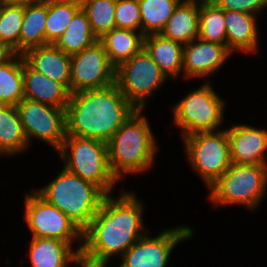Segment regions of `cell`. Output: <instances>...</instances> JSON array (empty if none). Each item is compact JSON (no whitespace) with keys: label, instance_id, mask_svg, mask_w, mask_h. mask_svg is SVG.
<instances>
[{"label":"cell","instance_id":"2","mask_svg":"<svg viewBox=\"0 0 267 267\" xmlns=\"http://www.w3.org/2000/svg\"><path fill=\"white\" fill-rule=\"evenodd\" d=\"M136 110L116 83L72 93L66 106V135L107 143Z\"/></svg>","mask_w":267,"mask_h":267},{"label":"cell","instance_id":"4","mask_svg":"<svg viewBox=\"0 0 267 267\" xmlns=\"http://www.w3.org/2000/svg\"><path fill=\"white\" fill-rule=\"evenodd\" d=\"M36 192L66 214L82 231L97 214L107 195L93 182L65 168L54 181Z\"/></svg>","mask_w":267,"mask_h":267},{"label":"cell","instance_id":"33","mask_svg":"<svg viewBox=\"0 0 267 267\" xmlns=\"http://www.w3.org/2000/svg\"><path fill=\"white\" fill-rule=\"evenodd\" d=\"M218 8L228 11H240L248 14H258L267 6V0H210Z\"/></svg>","mask_w":267,"mask_h":267},{"label":"cell","instance_id":"32","mask_svg":"<svg viewBox=\"0 0 267 267\" xmlns=\"http://www.w3.org/2000/svg\"><path fill=\"white\" fill-rule=\"evenodd\" d=\"M116 28L130 29L141 33V16L138 0H117L115 9Z\"/></svg>","mask_w":267,"mask_h":267},{"label":"cell","instance_id":"21","mask_svg":"<svg viewBox=\"0 0 267 267\" xmlns=\"http://www.w3.org/2000/svg\"><path fill=\"white\" fill-rule=\"evenodd\" d=\"M30 260L32 267H67L69 262L81 251H72V246L54 238L32 237Z\"/></svg>","mask_w":267,"mask_h":267},{"label":"cell","instance_id":"28","mask_svg":"<svg viewBox=\"0 0 267 267\" xmlns=\"http://www.w3.org/2000/svg\"><path fill=\"white\" fill-rule=\"evenodd\" d=\"M23 98V55L17 54L11 61L0 65V103L17 106Z\"/></svg>","mask_w":267,"mask_h":267},{"label":"cell","instance_id":"16","mask_svg":"<svg viewBox=\"0 0 267 267\" xmlns=\"http://www.w3.org/2000/svg\"><path fill=\"white\" fill-rule=\"evenodd\" d=\"M23 57L34 70L63 84L71 93V55L47 44L28 49Z\"/></svg>","mask_w":267,"mask_h":267},{"label":"cell","instance_id":"14","mask_svg":"<svg viewBox=\"0 0 267 267\" xmlns=\"http://www.w3.org/2000/svg\"><path fill=\"white\" fill-rule=\"evenodd\" d=\"M230 54L231 51L223 45L196 38L184 44L183 71L189 78L204 77L219 69Z\"/></svg>","mask_w":267,"mask_h":267},{"label":"cell","instance_id":"9","mask_svg":"<svg viewBox=\"0 0 267 267\" xmlns=\"http://www.w3.org/2000/svg\"><path fill=\"white\" fill-rule=\"evenodd\" d=\"M166 79L144 48L121 63L115 72V83L137 110H143L145 99L151 97Z\"/></svg>","mask_w":267,"mask_h":267},{"label":"cell","instance_id":"19","mask_svg":"<svg viewBox=\"0 0 267 267\" xmlns=\"http://www.w3.org/2000/svg\"><path fill=\"white\" fill-rule=\"evenodd\" d=\"M144 49L166 78L170 75L176 78L183 69L184 44L167 39L161 34H149L144 38Z\"/></svg>","mask_w":267,"mask_h":267},{"label":"cell","instance_id":"23","mask_svg":"<svg viewBox=\"0 0 267 267\" xmlns=\"http://www.w3.org/2000/svg\"><path fill=\"white\" fill-rule=\"evenodd\" d=\"M48 16V0L24 6L20 33V54L28 49L46 45L45 26Z\"/></svg>","mask_w":267,"mask_h":267},{"label":"cell","instance_id":"22","mask_svg":"<svg viewBox=\"0 0 267 267\" xmlns=\"http://www.w3.org/2000/svg\"><path fill=\"white\" fill-rule=\"evenodd\" d=\"M145 35L134 30L114 28L98 39L104 46L110 63L117 68L144 48Z\"/></svg>","mask_w":267,"mask_h":267},{"label":"cell","instance_id":"29","mask_svg":"<svg viewBox=\"0 0 267 267\" xmlns=\"http://www.w3.org/2000/svg\"><path fill=\"white\" fill-rule=\"evenodd\" d=\"M181 0H138L143 35L160 34Z\"/></svg>","mask_w":267,"mask_h":267},{"label":"cell","instance_id":"25","mask_svg":"<svg viewBox=\"0 0 267 267\" xmlns=\"http://www.w3.org/2000/svg\"><path fill=\"white\" fill-rule=\"evenodd\" d=\"M98 38L93 34L86 13L80 8L72 22L55 45L64 53L73 55L92 46Z\"/></svg>","mask_w":267,"mask_h":267},{"label":"cell","instance_id":"15","mask_svg":"<svg viewBox=\"0 0 267 267\" xmlns=\"http://www.w3.org/2000/svg\"><path fill=\"white\" fill-rule=\"evenodd\" d=\"M231 161L236 164L267 165V131L245 125L227 129Z\"/></svg>","mask_w":267,"mask_h":267},{"label":"cell","instance_id":"6","mask_svg":"<svg viewBox=\"0 0 267 267\" xmlns=\"http://www.w3.org/2000/svg\"><path fill=\"white\" fill-rule=\"evenodd\" d=\"M267 165L232 163L230 168L209 188L210 198L218 205L244 204L255 208L264 197Z\"/></svg>","mask_w":267,"mask_h":267},{"label":"cell","instance_id":"12","mask_svg":"<svg viewBox=\"0 0 267 267\" xmlns=\"http://www.w3.org/2000/svg\"><path fill=\"white\" fill-rule=\"evenodd\" d=\"M116 68L98 40L82 52L71 55V94L102 89L115 83Z\"/></svg>","mask_w":267,"mask_h":267},{"label":"cell","instance_id":"36","mask_svg":"<svg viewBox=\"0 0 267 267\" xmlns=\"http://www.w3.org/2000/svg\"><path fill=\"white\" fill-rule=\"evenodd\" d=\"M39 1H42V0H2L3 3H7L10 5H23V6L34 4Z\"/></svg>","mask_w":267,"mask_h":267},{"label":"cell","instance_id":"11","mask_svg":"<svg viewBox=\"0 0 267 267\" xmlns=\"http://www.w3.org/2000/svg\"><path fill=\"white\" fill-rule=\"evenodd\" d=\"M16 107L28 144L33 136L51 144L58 151L66 138V109L26 98Z\"/></svg>","mask_w":267,"mask_h":267},{"label":"cell","instance_id":"20","mask_svg":"<svg viewBox=\"0 0 267 267\" xmlns=\"http://www.w3.org/2000/svg\"><path fill=\"white\" fill-rule=\"evenodd\" d=\"M255 15L240 11L225 10L227 48L255 52L257 49V30Z\"/></svg>","mask_w":267,"mask_h":267},{"label":"cell","instance_id":"17","mask_svg":"<svg viewBox=\"0 0 267 267\" xmlns=\"http://www.w3.org/2000/svg\"><path fill=\"white\" fill-rule=\"evenodd\" d=\"M24 98L66 109L70 91L61 83L34 70L23 57Z\"/></svg>","mask_w":267,"mask_h":267},{"label":"cell","instance_id":"31","mask_svg":"<svg viewBox=\"0 0 267 267\" xmlns=\"http://www.w3.org/2000/svg\"><path fill=\"white\" fill-rule=\"evenodd\" d=\"M24 16L23 5L0 4V41L20 54V33Z\"/></svg>","mask_w":267,"mask_h":267},{"label":"cell","instance_id":"1","mask_svg":"<svg viewBox=\"0 0 267 267\" xmlns=\"http://www.w3.org/2000/svg\"><path fill=\"white\" fill-rule=\"evenodd\" d=\"M142 209L141 202L131 192L122 193L117 200L106 195L99 211L83 230L81 252L103 262L117 253L123 256L145 235L140 232Z\"/></svg>","mask_w":267,"mask_h":267},{"label":"cell","instance_id":"24","mask_svg":"<svg viewBox=\"0 0 267 267\" xmlns=\"http://www.w3.org/2000/svg\"><path fill=\"white\" fill-rule=\"evenodd\" d=\"M28 141L16 106L0 108V154L12 155L25 150Z\"/></svg>","mask_w":267,"mask_h":267},{"label":"cell","instance_id":"3","mask_svg":"<svg viewBox=\"0 0 267 267\" xmlns=\"http://www.w3.org/2000/svg\"><path fill=\"white\" fill-rule=\"evenodd\" d=\"M141 112L136 110L107 142L109 166L118 180L123 172L140 173L153 164L156 143Z\"/></svg>","mask_w":267,"mask_h":267},{"label":"cell","instance_id":"27","mask_svg":"<svg viewBox=\"0 0 267 267\" xmlns=\"http://www.w3.org/2000/svg\"><path fill=\"white\" fill-rule=\"evenodd\" d=\"M198 38L227 47L225 10L210 0H201L199 4Z\"/></svg>","mask_w":267,"mask_h":267},{"label":"cell","instance_id":"13","mask_svg":"<svg viewBox=\"0 0 267 267\" xmlns=\"http://www.w3.org/2000/svg\"><path fill=\"white\" fill-rule=\"evenodd\" d=\"M192 233L191 228L181 226L165 230L155 238L145 235L124 253L119 267H166L172 249Z\"/></svg>","mask_w":267,"mask_h":267},{"label":"cell","instance_id":"7","mask_svg":"<svg viewBox=\"0 0 267 267\" xmlns=\"http://www.w3.org/2000/svg\"><path fill=\"white\" fill-rule=\"evenodd\" d=\"M198 132L184 137L188 160L210 187L232 165L227 130Z\"/></svg>","mask_w":267,"mask_h":267},{"label":"cell","instance_id":"10","mask_svg":"<svg viewBox=\"0 0 267 267\" xmlns=\"http://www.w3.org/2000/svg\"><path fill=\"white\" fill-rule=\"evenodd\" d=\"M25 220L38 238H54L72 244L83 240V231L66 214L43 199L36 191L26 196Z\"/></svg>","mask_w":267,"mask_h":267},{"label":"cell","instance_id":"34","mask_svg":"<svg viewBox=\"0 0 267 267\" xmlns=\"http://www.w3.org/2000/svg\"><path fill=\"white\" fill-rule=\"evenodd\" d=\"M72 262L78 263L81 267H105L107 262L90 258L81 251L72 259Z\"/></svg>","mask_w":267,"mask_h":267},{"label":"cell","instance_id":"30","mask_svg":"<svg viewBox=\"0 0 267 267\" xmlns=\"http://www.w3.org/2000/svg\"><path fill=\"white\" fill-rule=\"evenodd\" d=\"M93 34L100 39L116 27L115 9L117 0H80Z\"/></svg>","mask_w":267,"mask_h":267},{"label":"cell","instance_id":"5","mask_svg":"<svg viewBox=\"0 0 267 267\" xmlns=\"http://www.w3.org/2000/svg\"><path fill=\"white\" fill-rule=\"evenodd\" d=\"M69 151L67 157V150ZM66 161L65 169L82 179L93 182L107 195L114 188L117 179L109 166L107 143L72 135L66 138L58 150Z\"/></svg>","mask_w":267,"mask_h":267},{"label":"cell","instance_id":"35","mask_svg":"<svg viewBox=\"0 0 267 267\" xmlns=\"http://www.w3.org/2000/svg\"><path fill=\"white\" fill-rule=\"evenodd\" d=\"M17 54L12 47L0 41V65L11 61Z\"/></svg>","mask_w":267,"mask_h":267},{"label":"cell","instance_id":"8","mask_svg":"<svg viewBox=\"0 0 267 267\" xmlns=\"http://www.w3.org/2000/svg\"><path fill=\"white\" fill-rule=\"evenodd\" d=\"M223 109L224 102L208 83L174 105V121L183 129L184 137L198 132H214L222 121Z\"/></svg>","mask_w":267,"mask_h":267},{"label":"cell","instance_id":"18","mask_svg":"<svg viewBox=\"0 0 267 267\" xmlns=\"http://www.w3.org/2000/svg\"><path fill=\"white\" fill-rule=\"evenodd\" d=\"M195 0H183L178 4L160 34L182 44L198 38L199 3Z\"/></svg>","mask_w":267,"mask_h":267},{"label":"cell","instance_id":"26","mask_svg":"<svg viewBox=\"0 0 267 267\" xmlns=\"http://www.w3.org/2000/svg\"><path fill=\"white\" fill-rule=\"evenodd\" d=\"M81 8L80 0H48V16L45 26L47 44H55Z\"/></svg>","mask_w":267,"mask_h":267}]
</instances>
